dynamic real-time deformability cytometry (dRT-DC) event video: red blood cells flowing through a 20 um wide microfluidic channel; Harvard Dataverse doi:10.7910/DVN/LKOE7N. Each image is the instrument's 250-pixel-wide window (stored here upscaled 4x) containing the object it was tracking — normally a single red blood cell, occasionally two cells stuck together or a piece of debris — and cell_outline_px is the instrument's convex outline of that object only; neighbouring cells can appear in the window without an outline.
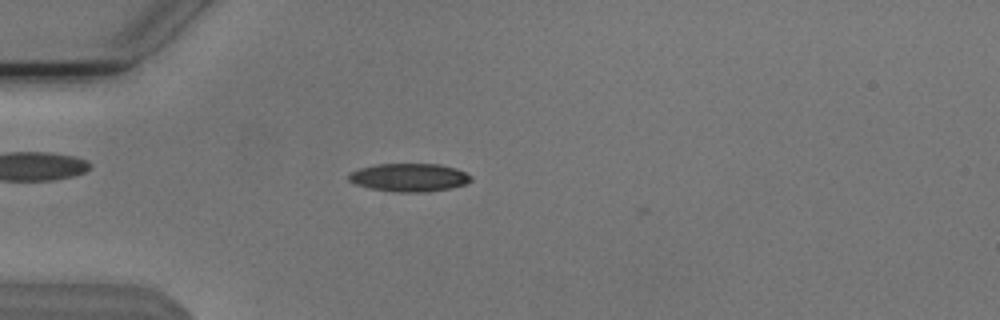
{"species": "Egyptian fruit bat (a non-hibernating species)", "species_latin": "Rousettus aegyptiacus", "temperature_condition": "cold", "stored_images_in_passage": 36, "camera_frame_rate_fps": 3000, "um_per_image_px": 0.085, "animal": {"sex": "male"}, "frame": {"image": 1, "passage_image": 4, "time_ms": 1.0, "image_size_px": [1000, 320], "cell_outline_px": [[472, 180], [464, 184], [448, 188], [428, 192], [396, 192], [372, 188], [356, 184], [348, 180], [348, 176], [352, 172], [360, 168], [376, 164], [440, 164], [456, 168], [472, 176]], "centroid_in_image_um": [34.8, 15.08], "position_along_channel_um": 50.2, "area_um2": 19.88}}
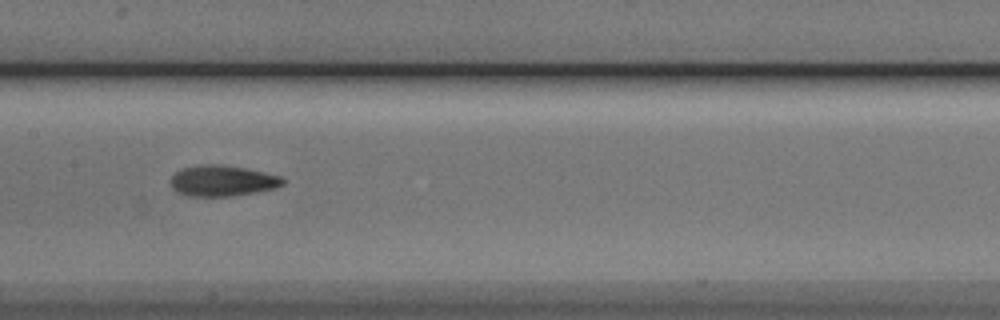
{"frame": {"image": 2, "passage_image": 16, "time_ms": 5.0, "image_size_px": [1000, 320], "cell_outline_px": [[284, 184], [276, 188], [228, 196], [188, 196], [176, 192], [172, 188], [172, 176], [176, 172], [184, 168], [208, 164], [216, 164], [244, 168], [264, 172], [280, 176], [284, 180]], "centroid_in_image_um": [18.9, 15.37], "position_along_channel_um": 188.5, "area_um2": 19.77}}
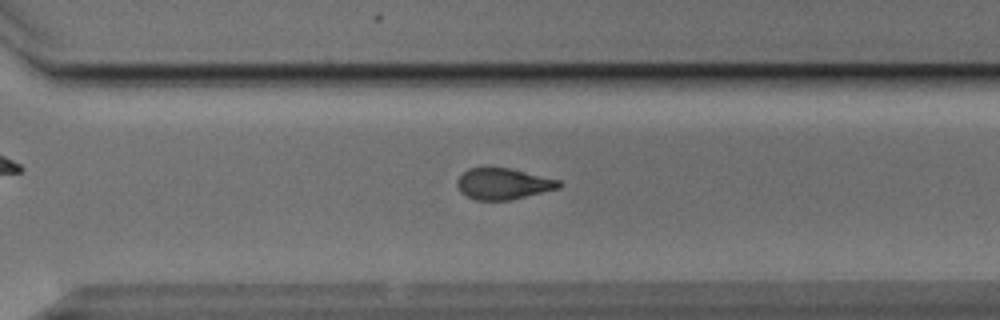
{"frame": {"image": 3, "passage_image": 27, "time_ms": 8.667, "image_size_px": [1000, 320], "cell_outline_px": [[560, 188], [508, 200], [476, 200], [460, 192], [456, 184], [456, 180], [468, 168], [508, 168], [560, 180]], "centroid_in_image_um": [42.74, 15.62], "position_along_channel_um": 327.9, "area_um2": 18.21}, "authors_computed_cell_mechanics": {"area_um2": 19.8832, "velocity_mm_per_s": 3.8078, "shape_relaxation_time_tau1_ms": 3.71, "shape_relaxation_time_tau2_ms": 3.4184, "deformation_change_tau1": 0.127, "deformation_change_tau2": 0.099}}